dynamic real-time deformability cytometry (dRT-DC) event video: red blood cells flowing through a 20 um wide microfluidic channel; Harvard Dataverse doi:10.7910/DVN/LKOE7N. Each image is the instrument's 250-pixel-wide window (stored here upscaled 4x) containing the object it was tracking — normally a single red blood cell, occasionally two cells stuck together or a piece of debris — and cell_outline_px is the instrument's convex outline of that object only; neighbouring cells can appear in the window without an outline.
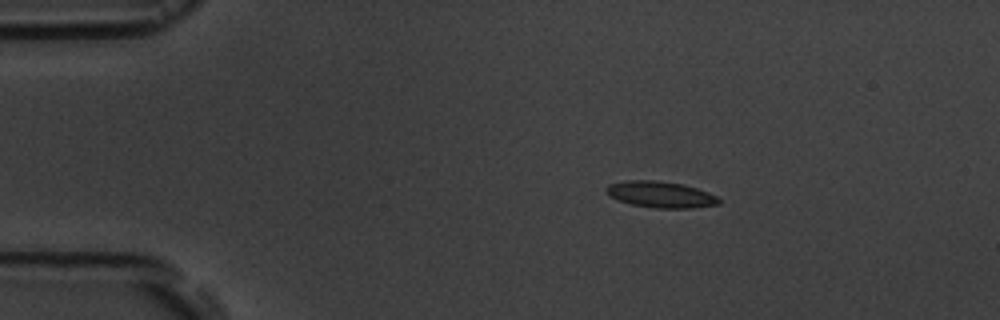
{"species": "common noctule bat (a hibernating species)", "species_latin": "Nyctalus noctula", "temperature_condition": "room temperature", "stored_images_in_passage": 4, "camera_frame_rate_fps": 3000, "um_per_image_px": 0.085, "animal": {"sex": "male", "body_mass_g": 19.5, "forearm_length_mm": 54.6}, "frame": {"image": 1, "passage_image": 2, "time_ms": 1.333, "image_size_px": [1000, 320], "cell_outline_px": [[720, 204], [692, 208], [656, 208], [632, 204], [608, 196], [604, 188], [608, 184], [628, 180], [656, 180], [684, 184], [708, 192], [716, 196], [720, 200]], "centroid_in_image_um": [56.14, 16.52], "position_along_channel_um": 28.9, "area_um2": 17.28}}